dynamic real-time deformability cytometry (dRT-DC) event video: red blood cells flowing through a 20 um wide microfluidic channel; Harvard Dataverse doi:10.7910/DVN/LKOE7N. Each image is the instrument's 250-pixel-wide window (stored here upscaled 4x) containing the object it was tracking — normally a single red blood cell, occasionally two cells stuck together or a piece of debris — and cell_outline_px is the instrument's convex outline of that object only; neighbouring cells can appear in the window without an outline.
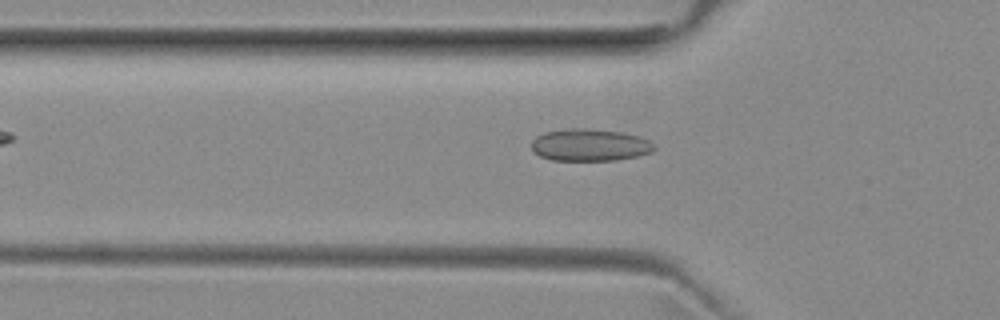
{"species": "common noctule bat (a hibernating species)", "species_latin": "Nyctalus noctula", "temperature_condition": "room temperature", "stored_images_in_passage": 39, "camera_frame_rate_fps": 3000, "um_per_image_px": 0.085, "animal": {"sex": "female", "body_mass_g": 29.2, "forearm_length_mm": 56.3}, "frame": {"image": 1, "passage_image": 4, "time_ms": 1.0, "image_size_px": [1000, 320], "cell_outline_px": [[656, 148], [652, 152], [636, 156], [616, 160], [552, 160], [540, 156], [532, 152], [532, 140], [536, 136], [544, 132], [564, 128], [584, 128], [620, 132], [640, 136], [648, 140]], "centroid_in_image_um": [50.09, 12.32], "position_along_channel_um": 75.7, "area_um2": 23.06}}
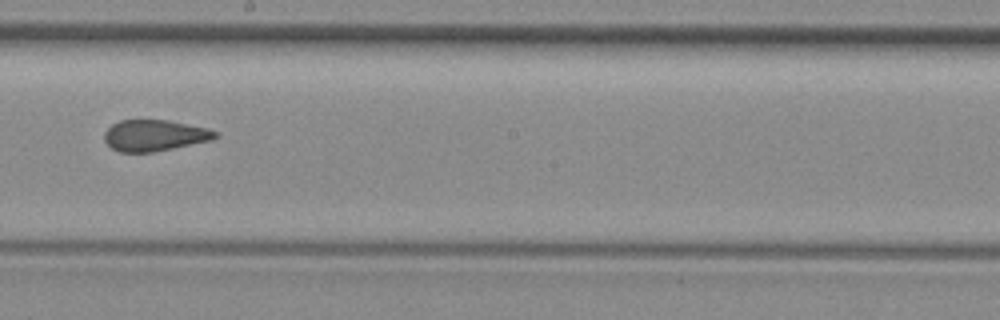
{"frame": {"image": 2, "passage_image": 16, "time_ms": 5.0, "image_size_px": [1000, 320], "cell_outline_px": [[220, 136], [212, 140], [152, 152], [120, 152], [112, 148], [104, 140], [104, 132], [112, 124], [120, 120], [168, 120], [208, 128], [216, 132]], "centroid_in_image_um": [13.14, 11.5], "position_along_channel_um": 235.1, "area_um2": 20.11}}
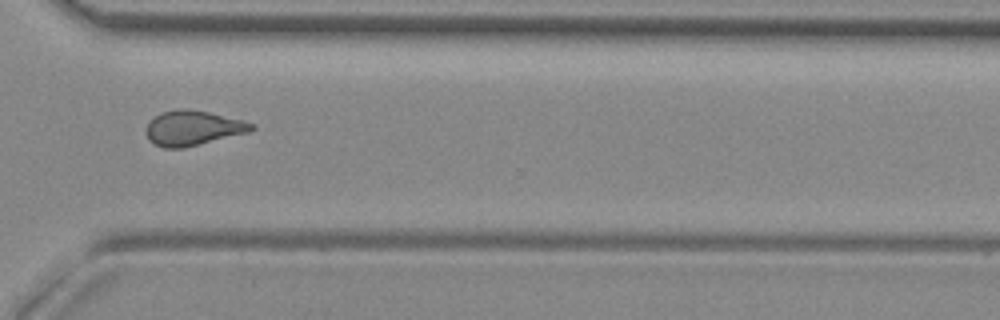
{"frame": {"image": 3, "passage_image": 25, "time_ms": 8.0, "image_size_px": [1000, 320], "cell_outline_px": [[256, 128], [248, 132], [184, 148], [164, 148], [148, 140], [148, 124], [160, 112], [176, 108], [188, 108], [208, 112], [244, 120], [256, 124]], "centroid_in_image_um": [16.44, 10.87], "position_along_channel_um": 354.2, "area_um2": 21.33}, "authors_computed_cell_mechanics": {"area_um2": 20.9236, "velocity_mm_per_s": 3.9724, "shape_relaxation_time_tau1_ms": null, "shape_relaxation_time_tau2_ms": 1.6194, "deformation_change_tau1": null, "deformation_change_tau2": 0.0777}}